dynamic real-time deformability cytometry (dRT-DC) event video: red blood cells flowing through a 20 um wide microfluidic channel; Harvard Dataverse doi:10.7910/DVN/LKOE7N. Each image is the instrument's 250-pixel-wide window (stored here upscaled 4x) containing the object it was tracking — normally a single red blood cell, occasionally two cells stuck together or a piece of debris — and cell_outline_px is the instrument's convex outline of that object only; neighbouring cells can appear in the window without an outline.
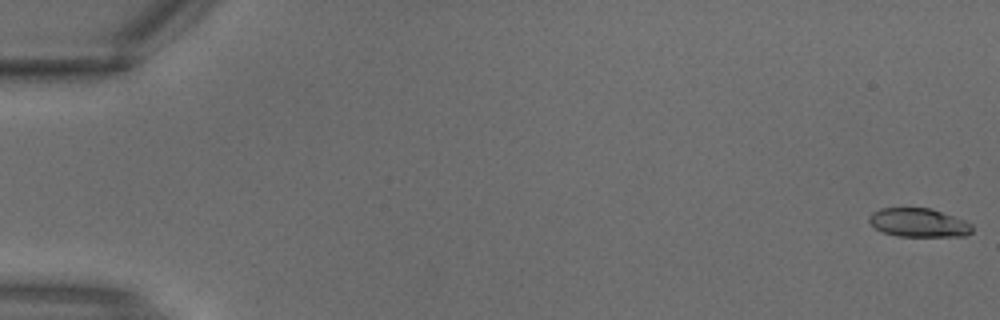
{"species": "common noctule bat (a hibernating species)", "species_latin": "Nyctalus noctula", "temperature_condition": "warm", "stored_images_in_passage": 3, "camera_frame_rate_fps": 3000, "um_per_image_px": 0.085, "animal": {"sex": "male", "body_mass_g": 18.8}, "frame": {"image": 1, "passage_image": 1, "time_ms": 0.0, "image_size_px": [1000, 320], "cell_outline_px": [[972, 232], [964, 236], [896, 236], [884, 232], [876, 228], [868, 220], [868, 216], [872, 212], [880, 208], [932, 208], [964, 220], [972, 224]], "centroid_in_image_um": [78.08, 18.92], "position_along_channel_um": 6.9, "area_um2": 17.22}}
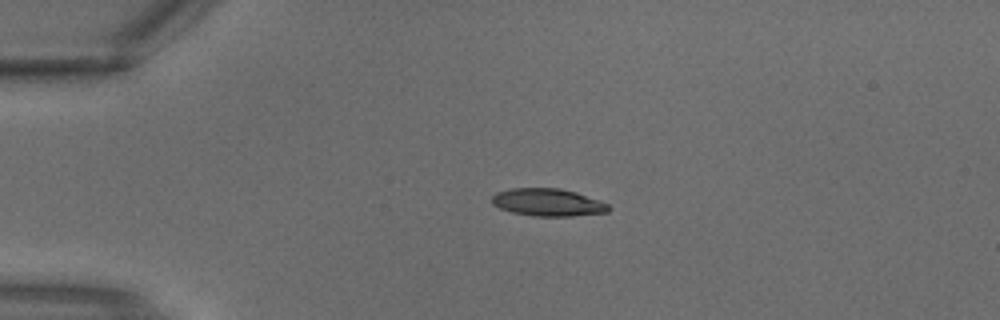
{"frame": {"image": 2, "passage_image": 3, "time_ms": 0.667, "image_size_px": [1000, 320], "cell_outline_px": [[612, 208], [608, 212], [572, 216], [536, 216], [512, 212], [500, 208], [492, 204], [492, 196], [496, 192], [512, 188], [560, 188], [576, 192], [600, 200], [608, 204]], "centroid_in_image_um": [46.59, 17.2], "position_along_channel_um": 38.4, "area_um2": 18.79}}